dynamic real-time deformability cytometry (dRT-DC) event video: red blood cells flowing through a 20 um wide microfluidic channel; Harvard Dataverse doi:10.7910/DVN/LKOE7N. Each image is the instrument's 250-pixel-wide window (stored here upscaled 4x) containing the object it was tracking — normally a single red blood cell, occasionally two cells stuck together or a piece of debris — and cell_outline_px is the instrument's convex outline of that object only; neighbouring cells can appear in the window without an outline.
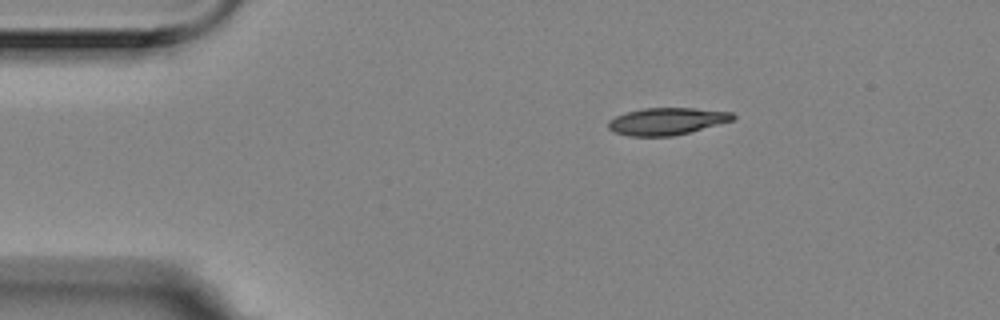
{"species": "Egyptian fruit bat (a non-hibernating species)", "species_latin": "Rousettus aegyptiacus", "temperature_condition": "room temperature", "stored_images_in_passage": 6, "camera_frame_rate_fps": 3000, "um_per_image_px": 0.085, "animal": {"sex": "female"}, "frame": {"image": 1, "passage_image": 6, "time_ms": 1.667, "image_size_px": [1000, 320], "cell_outline_px": [[736, 120], [672, 136], [628, 136], [616, 132], [608, 128], [608, 120], [616, 116], [628, 112], [644, 108], [692, 108], [732, 112], [736, 116]], "centroid_in_image_um": [56.71, 10.3], "position_along_channel_um": 28.3, "area_um2": 19.59}}